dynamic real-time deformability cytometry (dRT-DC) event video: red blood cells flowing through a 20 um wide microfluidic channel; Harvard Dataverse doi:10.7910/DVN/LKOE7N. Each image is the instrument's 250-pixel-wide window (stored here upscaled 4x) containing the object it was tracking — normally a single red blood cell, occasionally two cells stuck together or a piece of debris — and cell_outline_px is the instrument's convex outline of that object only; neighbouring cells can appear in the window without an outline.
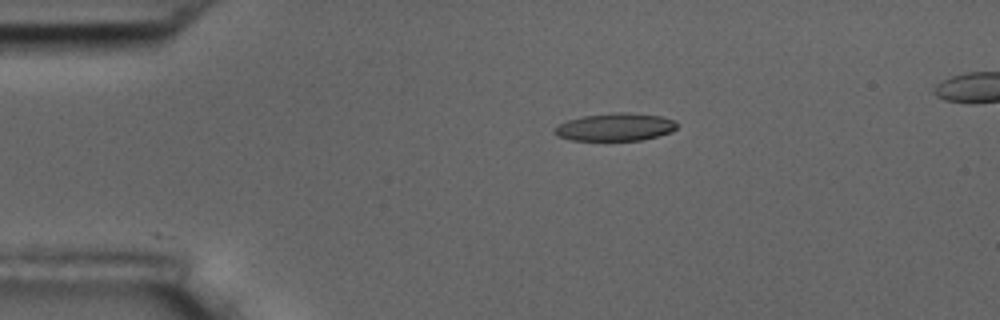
{"species": "common noctule bat (a hibernating species)", "species_latin": "Nyctalus noctula", "temperature_condition": "room temperature", "stored_images_in_passage": 3, "camera_frame_rate_fps": 3000, "um_per_image_px": 0.085, "animal": {"sex": "male", "body_mass_g": 17.5, "forearm_length_mm": 52.3}, "frame": {"image": 1, "passage_image": 1, "time_ms": 0.0, "image_size_px": [1000, 320], "cell_outline_px": [[676, 128], [672, 132], [640, 140], [572, 140], [556, 136], [552, 132], [552, 128], [568, 120], [580, 116], [612, 112], [624, 112], [660, 116], [676, 120]], "centroid_in_image_um": [52.25, 10.79], "position_along_channel_um": 32.8, "area_um2": 19.88}}